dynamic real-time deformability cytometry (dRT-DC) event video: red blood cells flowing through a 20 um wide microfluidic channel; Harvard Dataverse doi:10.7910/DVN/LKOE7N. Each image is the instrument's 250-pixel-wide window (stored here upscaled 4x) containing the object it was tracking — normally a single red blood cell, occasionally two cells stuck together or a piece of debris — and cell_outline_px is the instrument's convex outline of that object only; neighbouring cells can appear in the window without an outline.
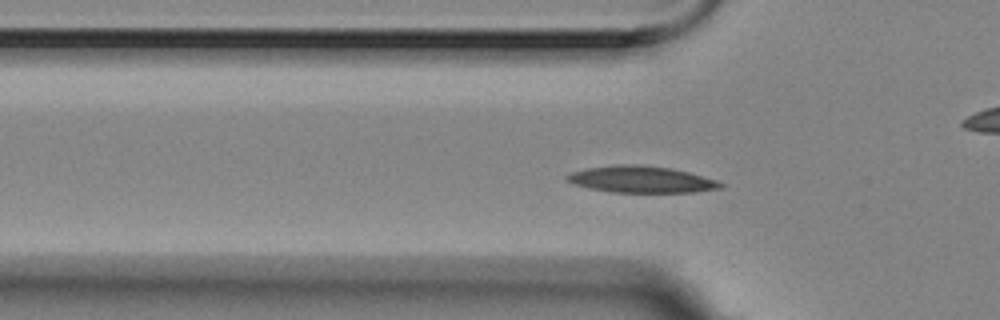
{"species": "Egyptian fruit bat (a non-hibernating species)", "species_latin": "Rousettus aegyptiacus", "temperature_condition": "room temperature", "stored_images_in_passage": 53, "camera_frame_rate_fps": 3000, "um_per_image_px": 0.085, "animal": {"sex": "female"}, "frame": {"image": 1, "passage_image": 16, "time_ms": 5.0, "image_size_px": [1000, 320], "cell_outline_px": [[724, 184], [720, 188], [696, 192], [612, 192], [588, 188], [564, 180], [564, 176], [572, 172], [584, 168], [612, 164], [640, 164], [672, 168], [688, 172], [716, 180]], "centroid_in_image_um": [54.45, 15.23], "position_along_channel_um": 71.3, "area_um2": 23.99}}
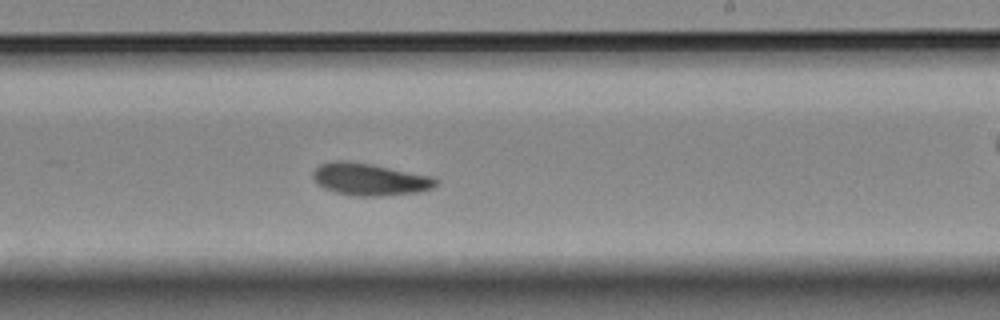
{"frame": {"image": 2, "passage_image": 32, "time_ms": 10.333, "image_size_px": [1000, 320], "cell_outline_px": [[436, 184], [432, 188], [420, 192], [380, 196], [352, 196], [336, 192], [324, 188], [312, 176], [312, 172], [320, 164], [336, 160], [348, 160], [432, 176], [436, 180]], "centroid_in_image_um": [31.41, 15.24], "position_along_channel_um": 257.6, "area_um2": 22.83}}
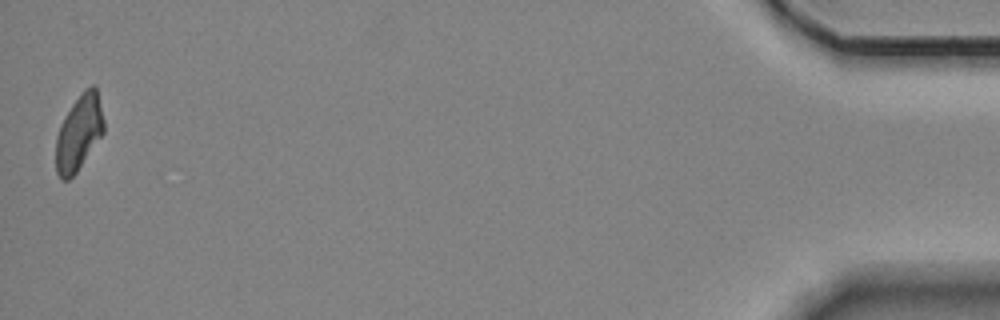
{"frame": {"image": 3, "passage_image": 53, "time_ms": 17.333, "image_size_px": [1000, 320], "cell_outline_px": [[104, 132], [76, 172], [68, 180], [60, 180], [56, 172], [56, 136], [60, 124], [72, 104], [84, 88], [92, 84], [96, 88], [104, 120]], "centroid_in_image_um": [6.69, 11.28], "position_along_channel_um": 428.5, "area_um2": 20.98}, "authors_computed_cell_mechanics": {"area_um2": 22.1374, "velocity_mm_per_s": 3.4865, "shape_relaxation_time_tau1_ms": 5.4514, "shape_relaxation_time_tau2_ms": null, "deformation_change_tau1": 0.1398, "deformation_change_tau2": null}}